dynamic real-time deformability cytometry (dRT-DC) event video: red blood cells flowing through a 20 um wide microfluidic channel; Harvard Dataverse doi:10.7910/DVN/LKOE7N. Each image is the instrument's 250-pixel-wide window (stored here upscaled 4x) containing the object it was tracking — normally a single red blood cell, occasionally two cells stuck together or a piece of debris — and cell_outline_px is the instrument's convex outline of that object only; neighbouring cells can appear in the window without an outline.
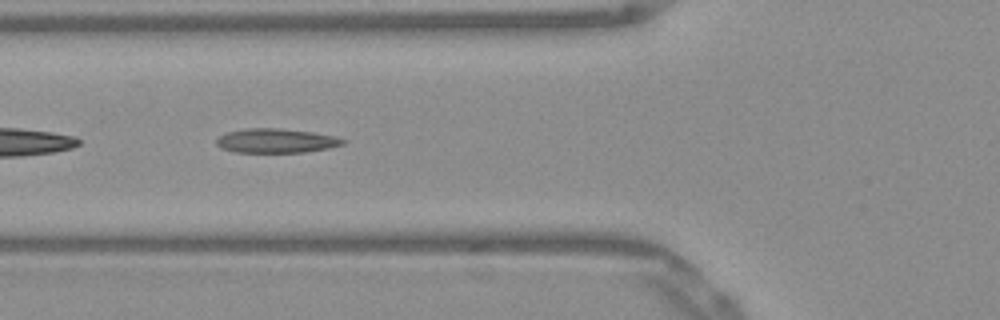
{"species": "Egyptian fruit bat (a non-hibernating species)", "species_latin": "Rousettus aegyptiacus", "temperature_condition": "warm", "stored_images_in_passage": 37, "camera_frame_rate_fps": 3000, "um_per_image_px": 0.085, "frame": {"image": 1, "passage_image": 4, "time_ms": 1.0, "image_size_px": [1000, 320], "cell_outline_px": [[348, 140], [344, 144], [328, 148], [304, 152], [236, 152], [220, 148], [216, 144], [216, 140], [224, 132], [244, 128], [280, 128], [312, 132], [336, 136]], "centroid_in_image_um": [23.46, 11.95], "position_along_channel_um": 102.3, "area_um2": 18.03}}
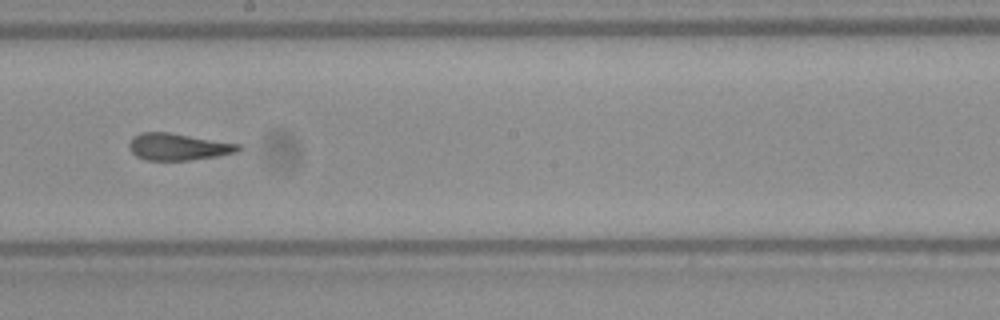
{"frame": {"image": 2, "passage_image": 14, "time_ms": 4.333, "image_size_px": [1000, 320], "cell_outline_px": [[244, 148], [236, 152], [216, 156], [188, 160], [144, 160], [136, 156], [128, 148], [128, 144], [132, 136], [140, 132], [168, 132], [240, 144]], "centroid_in_image_um": [15.11, 12.47], "position_along_channel_um": 233.1, "area_um2": 17.17}}
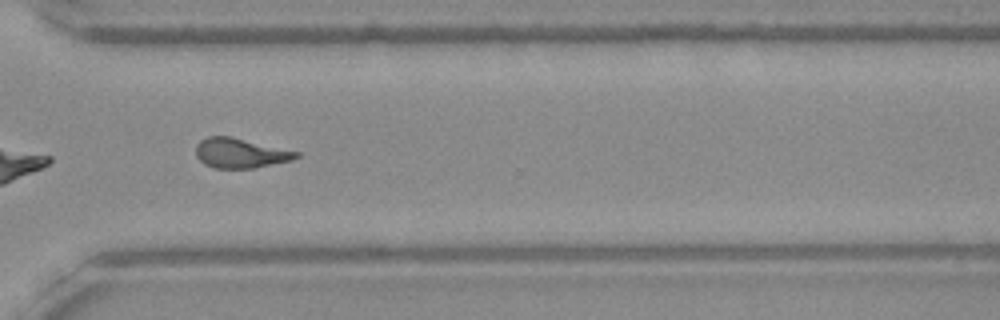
{"frame": {"image": 3, "passage_image": 23, "time_ms": 7.333, "image_size_px": [1000, 320], "cell_outline_px": [[300, 156], [292, 160], [252, 168], [216, 168], [204, 164], [196, 156], [196, 144], [200, 140], [208, 136], [232, 136], [300, 152]], "centroid_in_image_um": [20.42, 13.0], "position_along_channel_um": 350.2, "area_um2": 17.46}, "authors_computed_cell_mechanics": {"area_um2": 17.4556, "velocity_mm_per_s": 3.9066, "shape_relaxation_time_tau1_ms": null, "shape_relaxation_time_tau2_ms": 2.8009, "deformation_change_tau1": null, "deformation_change_tau2": 0.123}}